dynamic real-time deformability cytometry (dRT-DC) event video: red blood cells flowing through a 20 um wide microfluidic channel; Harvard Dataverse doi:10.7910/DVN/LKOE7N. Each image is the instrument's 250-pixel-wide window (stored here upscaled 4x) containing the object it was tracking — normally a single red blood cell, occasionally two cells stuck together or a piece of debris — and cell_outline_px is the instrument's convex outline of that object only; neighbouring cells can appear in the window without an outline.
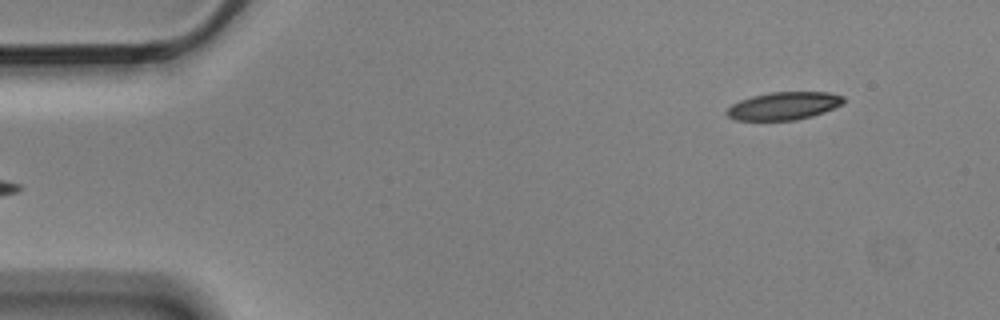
{"species": "Egyptian fruit bat (a non-hibernating species)", "species_latin": "Rousettus aegyptiacus", "temperature_condition": "cold", "stored_images_in_passage": 6, "camera_frame_rate_fps": 3000, "um_per_image_px": 0.085, "animal": {"sex": "male"}, "frame": {"image": 1, "passage_image": 6, "time_ms": 1.667, "image_size_px": [1000, 320], "cell_outline_px": [[844, 104], [824, 112], [812, 116], [796, 120], [736, 120], [728, 116], [724, 112], [732, 104], [740, 100], [752, 96], [768, 92], [828, 92], [844, 96]], "centroid_in_image_um": [66.63, 9.0], "position_along_channel_um": 18.4, "area_um2": 19.02}}